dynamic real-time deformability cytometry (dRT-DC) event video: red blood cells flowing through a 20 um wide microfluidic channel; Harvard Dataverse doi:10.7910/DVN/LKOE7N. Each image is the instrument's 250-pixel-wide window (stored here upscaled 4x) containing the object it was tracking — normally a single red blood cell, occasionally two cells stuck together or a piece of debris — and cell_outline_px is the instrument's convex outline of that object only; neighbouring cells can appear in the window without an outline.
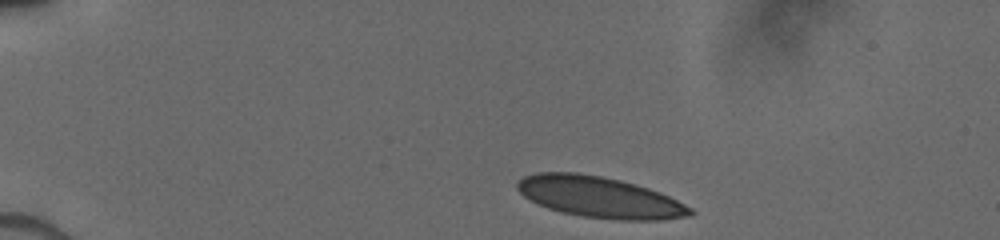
{"species": "human", "species_latin": "Homo sapiens", "temperature_condition": "cold", "stored_images_in_passage": 5, "camera_frame_rate_fps": 3000, "um_per_image_px": 0.085, "donor": {"sex": "male"}, "frame": {"image": 1, "passage_image": 1, "time_ms": 0.0, "image_size_px": [1000, 240], "cell_outline_px": [[696, 212], [692, 216], [660, 220], [616, 220], [584, 216], [564, 212], [548, 208], [524, 196], [516, 188], [516, 180], [524, 176], [536, 172], [576, 172], [600, 176], [620, 180], [636, 184], [660, 192], [692, 208]], "centroid_in_image_um": [50.98, 16.75], "position_along_channel_um": 34.0, "area_um2": 41.33}}
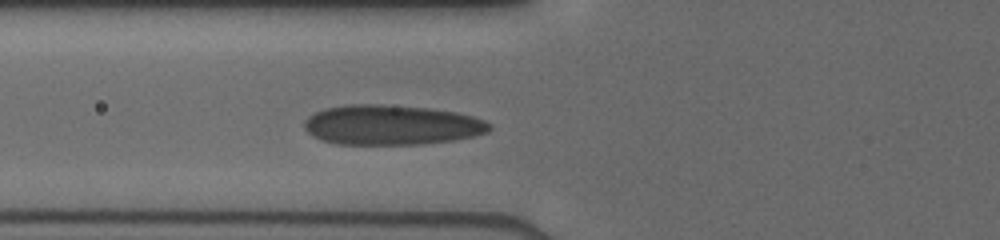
{"frame": {"image": 2, "passage_image": 5, "time_ms": 3.333, "image_size_px": [1000, 240], "cell_outline_px": [[492, 128], [488, 132], [456, 140], [424, 144], [336, 144], [320, 140], [312, 136], [304, 128], [304, 120], [308, 116], [324, 108], [348, 104], [376, 104], [428, 108], [456, 112], [472, 116], [484, 120], [492, 124]], "centroid_in_image_um": [33.26, 10.62], "position_along_channel_um": 92.5, "area_um2": 43.29}}